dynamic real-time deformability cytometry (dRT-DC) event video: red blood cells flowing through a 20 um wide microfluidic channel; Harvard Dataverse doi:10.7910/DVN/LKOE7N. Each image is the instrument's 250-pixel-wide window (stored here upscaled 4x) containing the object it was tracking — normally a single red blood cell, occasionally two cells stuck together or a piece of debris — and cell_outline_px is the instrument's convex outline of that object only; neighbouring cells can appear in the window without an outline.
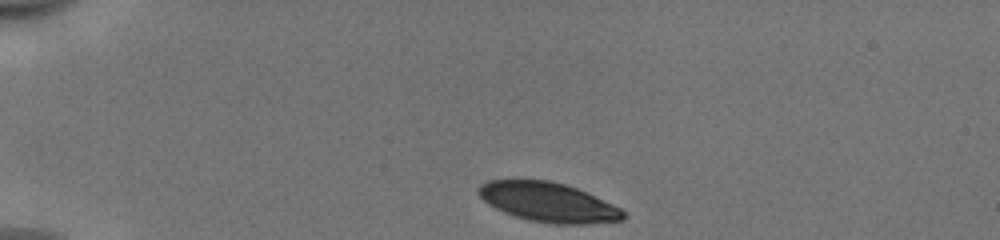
{"species": "human", "species_latin": "Homo sapiens", "temperature_condition": "cold", "stored_images_in_passage": 37, "camera_frame_rate_fps": 3000, "um_per_image_px": 0.085, "donor": {"sex": "male"}, "frame": {"image": 1, "passage_image": 1, "time_ms": 0.0, "image_size_px": [1000, 240], "cell_outline_px": [[628, 216], [624, 220], [584, 224], [552, 224], [528, 220], [504, 212], [488, 204], [476, 192], [476, 188], [480, 184], [488, 180], [548, 180], [564, 184], [576, 188], [612, 204], [620, 208]], "centroid_in_image_um": [46.58, 17.19], "position_along_channel_um": 38.4, "area_um2": 33.18}}
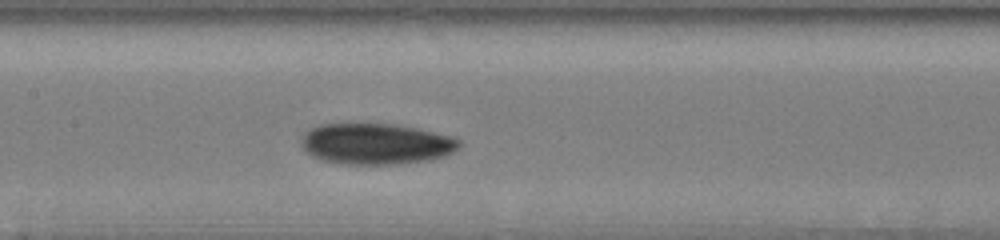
{"frame": {"image": 2, "passage_image": 16, "time_ms": 5.0, "image_size_px": [1000, 240], "cell_outline_px": [[460, 148], [444, 156], [428, 160], [400, 164], [344, 164], [320, 160], [312, 156], [300, 144], [300, 140], [304, 132], [308, 128], [320, 124], [348, 120], [396, 124], [416, 128], [448, 136], [460, 140]], "centroid_in_image_um": [31.86, 12.18], "position_along_channel_um": 175.5, "area_um2": 38.9}}
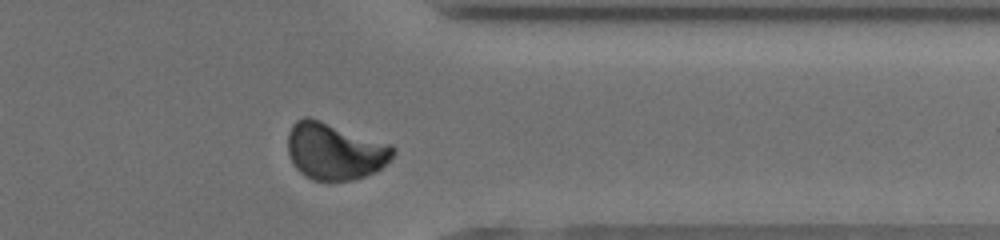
{"frame": {"image": 3, "passage_image": 32, "time_ms": 10.333, "image_size_px": [1000, 240], "cell_outline_px": [[396, 152], [376, 172], [352, 180], [312, 180], [304, 176], [296, 168], [288, 152], [288, 132], [292, 124], [296, 120], [304, 116], [308, 116], [392, 144], [396, 148]], "centroid_in_image_um": [28.45, 12.84], "position_along_channel_um": 383.0, "area_um2": 34.91}, "authors_computed_cell_mechanics": {"area_um2": 36.125, "velocity_mm_per_s": 3.9376, "shape_relaxation_time_tau1_ms": 3.7539, "shape_relaxation_time_tau2_ms": 4.5489, "deformation_change_tau1": 0.0952, "deformation_change_tau2": 0.0756}}